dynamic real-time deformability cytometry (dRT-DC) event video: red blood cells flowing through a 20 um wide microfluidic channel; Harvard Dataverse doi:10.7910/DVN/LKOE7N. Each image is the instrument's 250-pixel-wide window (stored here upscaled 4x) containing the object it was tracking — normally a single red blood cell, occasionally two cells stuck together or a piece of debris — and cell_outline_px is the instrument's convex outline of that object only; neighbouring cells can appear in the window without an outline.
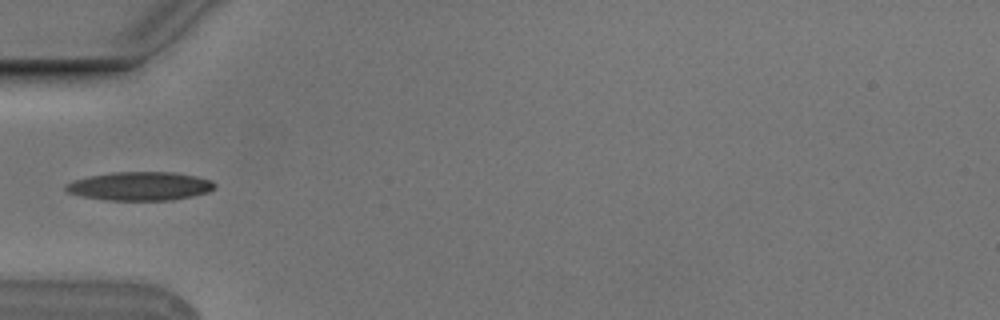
{"species": "Egyptian fruit bat (a non-hibernating species)", "species_latin": "Rousettus aegyptiacus", "temperature_condition": "cold", "stored_images_in_passage": 5, "camera_frame_rate_fps": 3000, "um_per_image_px": 0.085, "animal": {"sex": "male"}, "frame": {"image": 1, "passage_image": 5, "time_ms": 1.333, "image_size_px": [1000, 320], "cell_outline_px": [[216, 188], [208, 192], [192, 196], [172, 200], [104, 200], [84, 196], [68, 192], [64, 188], [64, 184], [88, 176], [112, 172], [172, 172], [196, 176], [212, 180], [216, 184]], "centroid_in_image_um": [11.93, 15.82], "position_along_channel_um": 73.1, "area_um2": 24.85}}